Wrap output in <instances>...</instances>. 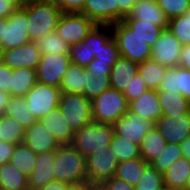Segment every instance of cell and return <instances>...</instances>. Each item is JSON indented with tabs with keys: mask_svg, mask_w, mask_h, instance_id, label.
<instances>
[{
	"mask_svg": "<svg viewBox=\"0 0 190 190\" xmlns=\"http://www.w3.org/2000/svg\"><path fill=\"white\" fill-rule=\"evenodd\" d=\"M54 179L72 186H88L86 157L73 145H60L55 150Z\"/></svg>",
	"mask_w": 190,
	"mask_h": 190,
	"instance_id": "1",
	"label": "cell"
},
{
	"mask_svg": "<svg viewBox=\"0 0 190 190\" xmlns=\"http://www.w3.org/2000/svg\"><path fill=\"white\" fill-rule=\"evenodd\" d=\"M23 9L27 12V30L31 41L55 31L63 14L55 0H29Z\"/></svg>",
	"mask_w": 190,
	"mask_h": 190,
	"instance_id": "2",
	"label": "cell"
},
{
	"mask_svg": "<svg viewBox=\"0 0 190 190\" xmlns=\"http://www.w3.org/2000/svg\"><path fill=\"white\" fill-rule=\"evenodd\" d=\"M114 129L112 124L92 121L74 133L72 145L84 156L110 147Z\"/></svg>",
	"mask_w": 190,
	"mask_h": 190,
	"instance_id": "3",
	"label": "cell"
},
{
	"mask_svg": "<svg viewBox=\"0 0 190 190\" xmlns=\"http://www.w3.org/2000/svg\"><path fill=\"white\" fill-rule=\"evenodd\" d=\"M93 120L113 124L129 110V103L122 92L109 88L91 100Z\"/></svg>",
	"mask_w": 190,
	"mask_h": 190,
	"instance_id": "4",
	"label": "cell"
},
{
	"mask_svg": "<svg viewBox=\"0 0 190 190\" xmlns=\"http://www.w3.org/2000/svg\"><path fill=\"white\" fill-rule=\"evenodd\" d=\"M111 30L120 56L138 64L150 59L152 48L122 21L112 24Z\"/></svg>",
	"mask_w": 190,
	"mask_h": 190,
	"instance_id": "5",
	"label": "cell"
},
{
	"mask_svg": "<svg viewBox=\"0 0 190 190\" xmlns=\"http://www.w3.org/2000/svg\"><path fill=\"white\" fill-rule=\"evenodd\" d=\"M58 107L74 133L94 121L91 100L83 94L61 93Z\"/></svg>",
	"mask_w": 190,
	"mask_h": 190,
	"instance_id": "6",
	"label": "cell"
},
{
	"mask_svg": "<svg viewBox=\"0 0 190 190\" xmlns=\"http://www.w3.org/2000/svg\"><path fill=\"white\" fill-rule=\"evenodd\" d=\"M119 159L110 147L92 152L86 157L88 187L97 188L114 177Z\"/></svg>",
	"mask_w": 190,
	"mask_h": 190,
	"instance_id": "7",
	"label": "cell"
},
{
	"mask_svg": "<svg viewBox=\"0 0 190 190\" xmlns=\"http://www.w3.org/2000/svg\"><path fill=\"white\" fill-rule=\"evenodd\" d=\"M96 25L82 13H63L55 31L69 45H74L83 41Z\"/></svg>",
	"mask_w": 190,
	"mask_h": 190,
	"instance_id": "8",
	"label": "cell"
},
{
	"mask_svg": "<svg viewBox=\"0 0 190 190\" xmlns=\"http://www.w3.org/2000/svg\"><path fill=\"white\" fill-rule=\"evenodd\" d=\"M61 90L37 82L26 94L25 100L32 115L39 120L59 106Z\"/></svg>",
	"mask_w": 190,
	"mask_h": 190,
	"instance_id": "9",
	"label": "cell"
},
{
	"mask_svg": "<svg viewBox=\"0 0 190 190\" xmlns=\"http://www.w3.org/2000/svg\"><path fill=\"white\" fill-rule=\"evenodd\" d=\"M71 60L68 54L42 55L36 69L37 82L59 88Z\"/></svg>",
	"mask_w": 190,
	"mask_h": 190,
	"instance_id": "10",
	"label": "cell"
},
{
	"mask_svg": "<svg viewBox=\"0 0 190 190\" xmlns=\"http://www.w3.org/2000/svg\"><path fill=\"white\" fill-rule=\"evenodd\" d=\"M112 125L115 135L139 146L154 122L128 110Z\"/></svg>",
	"mask_w": 190,
	"mask_h": 190,
	"instance_id": "11",
	"label": "cell"
},
{
	"mask_svg": "<svg viewBox=\"0 0 190 190\" xmlns=\"http://www.w3.org/2000/svg\"><path fill=\"white\" fill-rule=\"evenodd\" d=\"M181 50L182 45L167 28L161 32L158 40L152 46L150 59L167 68L177 67Z\"/></svg>",
	"mask_w": 190,
	"mask_h": 190,
	"instance_id": "12",
	"label": "cell"
},
{
	"mask_svg": "<svg viewBox=\"0 0 190 190\" xmlns=\"http://www.w3.org/2000/svg\"><path fill=\"white\" fill-rule=\"evenodd\" d=\"M27 12L22 8L13 12L5 19V33L2 51L14 49L30 42L27 27Z\"/></svg>",
	"mask_w": 190,
	"mask_h": 190,
	"instance_id": "13",
	"label": "cell"
},
{
	"mask_svg": "<svg viewBox=\"0 0 190 190\" xmlns=\"http://www.w3.org/2000/svg\"><path fill=\"white\" fill-rule=\"evenodd\" d=\"M154 126L167 143L181 144L190 136V111L175 117L162 115Z\"/></svg>",
	"mask_w": 190,
	"mask_h": 190,
	"instance_id": "14",
	"label": "cell"
},
{
	"mask_svg": "<svg viewBox=\"0 0 190 190\" xmlns=\"http://www.w3.org/2000/svg\"><path fill=\"white\" fill-rule=\"evenodd\" d=\"M41 51L34 41H30L20 47L3 51V64L12 70L17 68L37 69L41 59Z\"/></svg>",
	"mask_w": 190,
	"mask_h": 190,
	"instance_id": "15",
	"label": "cell"
},
{
	"mask_svg": "<svg viewBox=\"0 0 190 190\" xmlns=\"http://www.w3.org/2000/svg\"><path fill=\"white\" fill-rule=\"evenodd\" d=\"M97 25H112L119 22V6L115 0H86L80 12Z\"/></svg>",
	"mask_w": 190,
	"mask_h": 190,
	"instance_id": "16",
	"label": "cell"
},
{
	"mask_svg": "<svg viewBox=\"0 0 190 190\" xmlns=\"http://www.w3.org/2000/svg\"><path fill=\"white\" fill-rule=\"evenodd\" d=\"M23 143L36 154L50 152L60 146L57 139L39 120H36L29 128L25 129Z\"/></svg>",
	"mask_w": 190,
	"mask_h": 190,
	"instance_id": "17",
	"label": "cell"
},
{
	"mask_svg": "<svg viewBox=\"0 0 190 190\" xmlns=\"http://www.w3.org/2000/svg\"><path fill=\"white\" fill-rule=\"evenodd\" d=\"M157 91L181 94L190 101V70L179 66L167 68Z\"/></svg>",
	"mask_w": 190,
	"mask_h": 190,
	"instance_id": "18",
	"label": "cell"
},
{
	"mask_svg": "<svg viewBox=\"0 0 190 190\" xmlns=\"http://www.w3.org/2000/svg\"><path fill=\"white\" fill-rule=\"evenodd\" d=\"M123 19H138L144 22H152L153 24L168 28V18L162 9L158 6L157 0H137L132 11Z\"/></svg>",
	"mask_w": 190,
	"mask_h": 190,
	"instance_id": "19",
	"label": "cell"
},
{
	"mask_svg": "<svg viewBox=\"0 0 190 190\" xmlns=\"http://www.w3.org/2000/svg\"><path fill=\"white\" fill-rule=\"evenodd\" d=\"M39 121L57 139L60 145H72L74 132L69 127L59 107L53 109Z\"/></svg>",
	"mask_w": 190,
	"mask_h": 190,
	"instance_id": "20",
	"label": "cell"
},
{
	"mask_svg": "<svg viewBox=\"0 0 190 190\" xmlns=\"http://www.w3.org/2000/svg\"><path fill=\"white\" fill-rule=\"evenodd\" d=\"M55 150L37 154L36 167L28 177L29 190H37L54 180Z\"/></svg>",
	"mask_w": 190,
	"mask_h": 190,
	"instance_id": "21",
	"label": "cell"
},
{
	"mask_svg": "<svg viewBox=\"0 0 190 190\" xmlns=\"http://www.w3.org/2000/svg\"><path fill=\"white\" fill-rule=\"evenodd\" d=\"M139 73V64L120 56L112 66L110 74L111 88L124 92Z\"/></svg>",
	"mask_w": 190,
	"mask_h": 190,
	"instance_id": "22",
	"label": "cell"
},
{
	"mask_svg": "<svg viewBox=\"0 0 190 190\" xmlns=\"http://www.w3.org/2000/svg\"><path fill=\"white\" fill-rule=\"evenodd\" d=\"M129 111L155 123L163 115L157 90L148 89L138 99L130 102Z\"/></svg>",
	"mask_w": 190,
	"mask_h": 190,
	"instance_id": "23",
	"label": "cell"
},
{
	"mask_svg": "<svg viewBox=\"0 0 190 190\" xmlns=\"http://www.w3.org/2000/svg\"><path fill=\"white\" fill-rule=\"evenodd\" d=\"M190 174V161L181 157L163 173L165 190H184Z\"/></svg>",
	"mask_w": 190,
	"mask_h": 190,
	"instance_id": "24",
	"label": "cell"
},
{
	"mask_svg": "<svg viewBox=\"0 0 190 190\" xmlns=\"http://www.w3.org/2000/svg\"><path fill=\"white\" fill-rule=\"evenodd\" d=\"M87 76L86 68L71 63L61 80L59 86L61 93L83 94Z\"/></svg>",
	"mask_w": 190,
	"mask_h": 190,
	"instance_id": "25",
	"label": "cell"
},
{
	"mask_svg": "<svg viewBox=\"0 0 190 190\" xmlns=\"http://www.w3.org/2000/svg\"><path fill=\"white\" fill-rule=\"evenodd\" d=\"M166 144L167 141L154 126L147 132L139 145L140 156L148 164H151L164 151Z\"/></svg>",
	"mask_w": 190,
	"mask_h": 190,
	"instance_id": "26",
	"label": "cell"
},
{
	"mask_svg": "<svg viewBox=\"0 0 190 190\" xmlns=\"http://www.w3.org/2000/svg\"><path fill=\"white\" fill-rule=\"evenodd\" d=\"M148 165L149 164L141 156L135 159L121 161L116 167L114 177L124 180L128 184L136 187Z\"/></svg>",
	"mask_w": 190,
	"mask_h": 190,
	"instance_id": "27",
	"label": "cell"
},
{
	"mask_svg": "<svg viewBox=\"0 0 190 190\" xmlns=\"http://www.w3.org/2000/svg\"><path fill=\"white\" fill-rule=\"evenodd\" d=\"M0 188L8 190H29L28 176L10 162L1 164Z\"/></svg>",
	"mask_w": 190,
	"mask_h": 190,
	"instance_id": "28",
	"label": "cell"
},
{
	"mask_svg": "<svg viewBox=\"0 0 190 190\" xmlns=\"http://www.w3.org/2000/svg\"><path fill=\"white\" fill-rule=\"evenodd\" d=\"M162 114L168 117L187 113L190 111V101L181 94L166 91H157Z\"/></svg>",
	"mask_w": 190,
	"mask_h": 190,
	"instance_id": "29",
	"label": "cell"
},
{
	"mask_svg": "<svg viewBox=\"0 0 190 190\" xmlns=\"http://www.w3.org/2000/svg\"><path fill=\"white\" fill-rule=\"evenodd\" d=\"M36 83L37 75L35 69H14L11 78V96L25 97Z\"/></svg>",
	"mask_w": 190,
	"mask_h": 190,
	"instance_id": "30",
	"label": "cell"
},
{
	"mask_svg": "<svg viewBox=\"0 0 190 190\" xmlns=\"http://www.w3.org/2000/svg\"><path fill=\"white\" fill-rule=\"evenodd\" d=\"M5 114L15 118L24 129L29 128L36 118L32 115L25 97L10 96L7 102Z\"/></svg>",
	"mask_w": 190,
	"mask_h": 190,
	"instance_id": "31",
	"label": "cell"
},
{
	"mask_svg": "<svg viewBox=\"0 0 190 190\" xmlns=\"http://www.w3.org/2000/svg\"><path fill=\"white\" fill-rule=\"evenodd\" d=\"M122 22L137 36L144 40L151 48L164 30L152 22H144L138 19H123Z\"/></svg>",
	"mask_w": 190,
	"mask_h": 190,
	"instance_id": "32",
	"label": "cell"
},
{
	"mask_svg": "<svg viewBox=\"0 0 190 190\" xmlns=\"http://www.w3.org/2000/svg\"><path fill=\"white\" fill-rule=\"evenodd\" d=\"M36 160L37 154L24 143H21L15 145L10 163L29 177L36 167Z\"/></svg>",
	"mask_w": 190,
	"mask_h": 190,
	"instance_id": "33",
	"label": "cell"
},
{
	"mask_svg": "<svg viewBox=\"0 0 190 190\" xmlns=\"http://www.w3.org/2000/svg\"><path fill=\"white\" fill-rule=\"evenodd\" d=\"M24 135L25 129L15 118L5 113L0 116V141L21 144Z\"/></svg>",
	"mask_w": 190,
	"mask_h": 190,
	"instance_id": "34",
	"label": "cell"
},
{
	"mask_svg": "<svg viewBox=\"0 0 190 190\" xmlns=\"http://www.w3.org/2000/svg\"><path fill=\"white\" fill-rule=\"evenodd\" d=\"M42 55L69 53V44L59 37L56 31L49 32L46 36L39 37L34 41Z\"/></svg>",
	"mask_w": 190,
	"mask_h": 190,
	"instance_id": "35",
	"label": "cell"
},
{
	"mask_svg": "<svg viewBox=\"0 0 190 190\" xmlns=\"http://www.w3.org/2000/svg\"><path fill=\"white\" fill-rule=\"evenodd\" d=\"M166 70L167 67L162 66L152 59H148L139 64V73L145 81L148 89H158L160 82L164 78Z\"/></svg>",
	"mask_w": 190,
	"mask_h": 190,
	"instance_id": "36",
	"label": "cell"
},
{
	"mask_svg": "<svg viewBox=\"0 0 190 190\" xmlns=\"http://www.w3.org/2000/svg\"><path fill=\"white\" fill-rule=\"evenodd\" d=\"M112 36L111 25H96L83 40L88 44L89 64L98 55L100 48Z\"/></svg>",
	"mask_w": 190,
	"mask_h": 190,
	"instance_id": "37",
	"label": "cell"
},
{
	"mask_svg": "<svg viewBox=\"0 0 190 190\" xmlns=\"http://www.w3.org/2000/svg\"><path fill=\"white\" fill-rule=\"evenodd\" d=\"M168 29L182 46L190 44V7L182 16L169 20Z\"/></svg>",
	"mask_w": 190,
	"mask_h": 190,
	"instance_id": "38",
	"label": "cell"
},
{
	"mask_svg": "<svg viewBox=\"0 0 190 190\" xmlns=\"http://www.w3.org/2000/svg\"><path fill=\"white\" fill-rule=\"evenodd\" d=\"M111 151H114L119 162L140 157L139 146L123 138L113 135L110 143Z\"/></svg>",
	"mask_w": 190,
	"mask_h": 190,
	"instance_id": "39",
	"label": "cell"
},
{
	"mask_svg": "<svg viewBox=\"0 0 190 190\" xmlns=\"http://www.w3.org/2000/svg\"><path fill=\"white\" fill-rule=\"evenodd\" d=\"M183 156L180 144L167 143L166 148L151 165L161 173H165L169 166Z\"/></svg>",
	"mask_w": 190,
	"mask_h": 190,
	"instance_id": "40",
	"label": "cell"
},
{
	"mask_svg": "<svg viewBox=\"0 0 190 190\" xmlns=\"http://www.w3.org/2000/svg\"><path fill=\"white\" fill-rule=\"evenodd\" d=\"M135 190H165L163 173L149 164Z\"/></svg>",
	"mask_w": 190,
	"mask_h": 190,
	"instance_id": "41",
	"label": "cell"
},
{
	"mask_svg": "<svg viewBox=\"0 0 190 190\" xmlns=\"http://www.w3.org/2000/svg\"><path fill=\"white\" fill-rule=\"evenodd\" d=\"M168 20L182 16L190 7V0H157Z\"/></svg>",
	"mask_w": 190,
	"mask_h": 190,
	"instance_id": "42",
	"label": "cell"
},
{
	"mask_svg": "<svg viewBox=\"0 0 190 190\" xmlns=\"http://www.w3.org/2000/svg\"><path fill=\"white\" fill-rule=\"evenodd\" d=\"M119 57L120 52L117 43L113 36H111L100 48L98 55L95 56L94 59H96V62L107 63L110 66H113Z\"/></svg>",
	"mask_w": 190,
	"mask_h": 190,
	"instance_id": "43",
	"label": "cell"
},
{
	"mask_svg": "<svg viewBox=\"0 0 190 190\" xmlns=\"http://www.w3.org/2000/svg\"><path fill=\"white\" fill-rule=\"evenodd\" d=\"M109 88H111L110 78H95L90 76V73L88 72L83 95L92 100Z\"/></svg>",
	"mask_w": 190,
	"mask_h": 190,
	"instance_id": "44",
	"label": "cell"
},
{
	"mask_svg": "<svg viewBox=\"0 0 190 190\" xmlns=\"http://www.w3.org/2000/svg\"><path fill=\"white\" fill-rule=\"evenodd\" d=\"M71 63L86 68L89 65L88 44L84 41L69 46L68 53Z\"/></svg>",
	"mask_w": 190,
	"mask_h": 190,
	"instance_id": "45",
	"label": "cell"
},
{
	"mask_svg": "<svg viewBox=\"0 0 190 190\" xmlns=\"http://www.w3.org/2000/svg\"><path fill=\"white\" fill-rule=\"evenodd\" d=\"M148 90L145 81L143 80L140 73L134 76L133 81L130 83L129 87L123 92L128 103L135 99H138L142 94Z\"/></svg>",
	"mask_w": 190,
	"mask_h": 190,
	"instance_id": "46",
	"label": "cell"
},
{
	"mask_svg": "<svg viewBox=\"0 0 190 190\" xmlns=\"http://www.w3.org/2000/svg\"><path fill=\"white\" fill-rule=\"evenodd\" d=\"M86 70L92 77L110 78L112 66L107 63L96 62V59H93V61L86 67Z\"/></svg>",
	"mask_w": 190,
	"mask_h": 190,
	"instance_id": "47",
	"label": "cell"
},
{
	"mask_svg": "<svg viewBox=\"0 0 190 190\" xmlns=\"http://www.w3.org/2000/svg\"><path fill=\"white\" fill-rule=\"evenodd\" d=\"M98 190H135V187L128 184L126 181L121 180L117 177H112L104 181L99 187Z\"/></svg>",
	"mask_w": 190,
	"mask_h": 190,
	"instance_id": "48",
	"label": "cell"
},
{
	"mask_svg": "<svg viewBox=\"0 0 190 190\" xmlns=\"http://www.w3.org/2000/svg\"><path fill=\"white\" fill-rule=\"evenodd\" d=\"M13 70L5 64H0V90L11 96V78Z\"/></svg>",
	"mask_w": 190,
	"mask_h": 190,
	"instance_id": "49",
	"label": "cell"
},
{
	"mask_svg": "<svg viewBox=\"0 0 190 190\" xmlns=\"http://www.w3.org/2000/svg\"><path fill=\"white\" fill-rule=\"evenodd\" d=\"M86 0H57L63 13H80Z\"/></svg>",
	"mask_w": 190,
	"mask_h": 190,
	"instance_id": "50",
	"label": "cell"
},
{
	"mask_svg": "<svg viewBox=\"0 0 190 190\" xmlns=\"http://www.w3.org/2000/svg\"><path fill=\"white\" fill-rule=\"evenodd\" d=\"M14 148L15 144L0 141V165L10 162Z\"/></svg>",
	"mask_w": 190,
	"mask_h": 190,
	"instance_id": "51",
	"label": "cell"
},
{
	"mask_svg": "<svg viewBox=\"0 0 190 190\" xmlns=\"http://www.w3.org/2000/svg\"><path fill=\"white\" fill-rule=\"evenodd\" d=\"M137 0H115V4L119 6V21H122L133 9Z\"/></svg>",
	"mask_w": 190,
	"mask_h": 190,
	"instance_id": "52",
	"label": "cell"
},
{
	"mask_svg": "<svg viewBox=\"0 0 190 190\" xmlns=\"http://www.w3.org/2000/svg\"><path fill=\"white\" fill-rule=\"evenodd\" d=\"M73 186L69 183H65L59 180H52L47 183L44 187L37 190H70Z\"/></svg>",
	"mask_w": 190,
	"mask_h": 190,
	"instance_id": "53",
	"label": "cell"
},
{
	"mask_svg": "<svg viewBox=\"0 0 190 190\" xmlns=\"http://www.w3.org/2000/svg\"><path fill=\"white\" fill-rule=\"evenodd\" d=\"M178 66L190 70V44L182 46Z\"/></svg>",
	"mask_w": 190,
	"mask_h": 190,
	"instance_id": "54",
	"label": "cell"
},
{
	"mask_svg": "<svg viewBox=\"0 0 190 190\" xmlns=\"http://www.w3.org/2000/svg\"><path fill=\"white\" fill-rule=\"evenodd\" d=\"M16 10L17 9L9 2L0 0V17L7 19Z\"/></svg>",
	"mask_w": 190,
	"mask_h": 190,
	"instance_id": "55",
	"label": "cell"
},
{
	"mask_svg": "<svg viewBox=\"0 0 190 190\" xmlns=\"http://www.w3.org/2000/svg\"><path fill=\"white\" fill-rule=\"evenodd\" d=\"M183 157L190 159V136L180 144Z\"/></svg>",
	"mask_w": 190,
	"mask_h": 190,
	"instance_id": "56",
	"label": "cell"
},
{
	"mask_svg": "<svg viewBox=\"0 0 190 190\" xmlns=\"http://www.w3.org/2000/svg\"><path fill=\"white\" fill-rule=\"evenodd\" d=\"M9 97L8 93H4L0 90V116L5 113Z\"/></svg>",
	"mask_w": 190,
	"mask_h": 190,
	"instance_id": "57",
	"label": "cell"
},
{
	"mask_svg": "<svg viewBox=\"0 0 190 190\" xmlns=\"http://www.w3.org/2000/svg\"><path fill=\"white\" fill-rule=\"evenodd\" d=\"M2 1L9 2L17 10L22 9L29 2V0H2Z\"/></svg>",
	"mask_w": 190,
	"mask_h": 190,
	"instance_id": "58",
	"label": "cell"
},
{
	"mask_svg": "<svg viewBox=\"0 0 190 190\" xmlns=\"http://www.w3.org/2000/svg\"><path fill=\"white\" fill-rule=\"evenodd\" d=\"M5 19L6 18L0 17V48L2 46L4 33H5Z\"/></svg>",
	"mask_w": 190,
	"mask_h": 190,
	"instance_id": "59",
	"label": "cell"
},
{
	"mask_svg": "<svg viewBox=\"0 0 190 190\" xmlns=\"http://www.w3.org/2000/svg\"><path fill=\"white\" fill-rule=\"evenodd\" d=\"M88 186H73L70 190H90Z\"/></svg>",
	"mask_w": 190,
	"mask_h": 190,
	"instance_id": "60",
	"label": "cell"
},
{
	"mask_svg": "<svg viewBox=\"0 0 190 190\" xmlns=\"http://www.w3.org/2000/svg\"><path fill=\"white\" fill-rule=\"evenodd\" d=\"M184 190H190V174L189 177L187 178Z\"/></svg>",
	"mask_w": 190,
	"mask_h": 190,
	"instance_id": "61",
	"label": "cell"
},
{
	"mask_svg": "<svg viewBox=\"0 0 190 190\" xmlns=\"http://www.w3.org/2000/svg\"><path fill=\"white\" fill-rule=\"evenodd\" d=\"M2 63H3V51L0 48V64H2Z\"/></svg>",
	"mask_w": 190,
	"mask_h": 190,
	"instance_id": "62",
	"label": "cell"
}]
</instances>
